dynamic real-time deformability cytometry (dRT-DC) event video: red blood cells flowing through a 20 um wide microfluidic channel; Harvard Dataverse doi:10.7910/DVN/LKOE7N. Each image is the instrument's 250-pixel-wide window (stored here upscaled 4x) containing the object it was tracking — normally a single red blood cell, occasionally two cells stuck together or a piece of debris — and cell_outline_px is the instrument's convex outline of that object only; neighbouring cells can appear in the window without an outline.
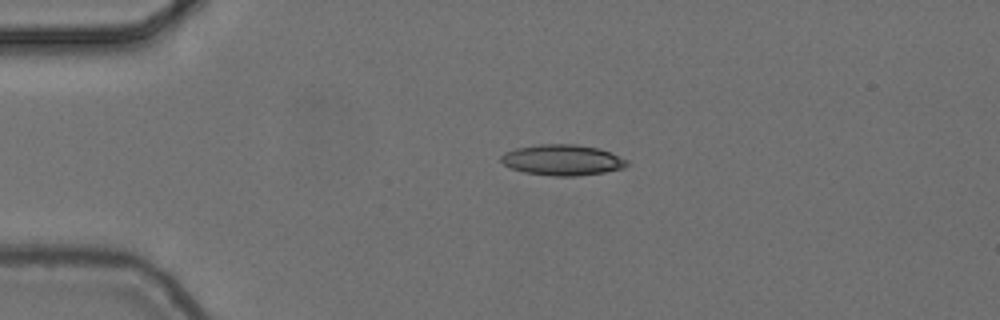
{"species": "common noctule bat (a hibernating species)", "species_latin": "Nyctalus noctula", "temperature_condition": "cold", "stored_images_in_passage": 6, "camera_frame_rate_fps": 3000, "um_per_image_px": 0.085, "animal": {"sex": "female", "body_mass_g": 24.6, "forearm_length_mm": 56.2}, "frame": {"image": 1, "passage_image": 2, "time_ms": 0.333, "image_size_px": [1000, 320], "cell_outline_px": [[628, 164], [624, 168], [604, 172], [576, 176], [552, 176], [524, 172], [512, 168], [504, 164], [500, 160], [500, 156], [504, 152], [516, 148], [540, 144], [576, 144], [600, 148], [612, 152], [628, 160]], "centroid_in_image_um": [47.82, 13.59], "position_along_channel_um": 37.2, "area_um2": 22.72}}
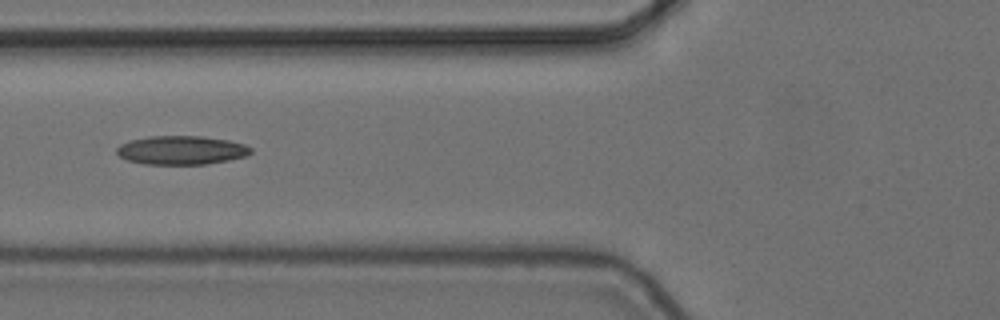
{"frame": {"image": 2, "passage_image": 4, "time_ms": 1.0, "image_size_px": [1000, 320], "cell_outline_px": [[252, 152], [244, 156], [228, 160], [208, 164], [144, 164], [128, 160], [120, 156], [116, 152], [116, 148], [120, 144], [128, 140], [148, 136], [200, 136], [228, 140], [244, 144], [252, 148]], "centroid_in_image_um": [15.39, 12.76], "position_along_channel_um": 110.4, "area_um2": 22.48}}
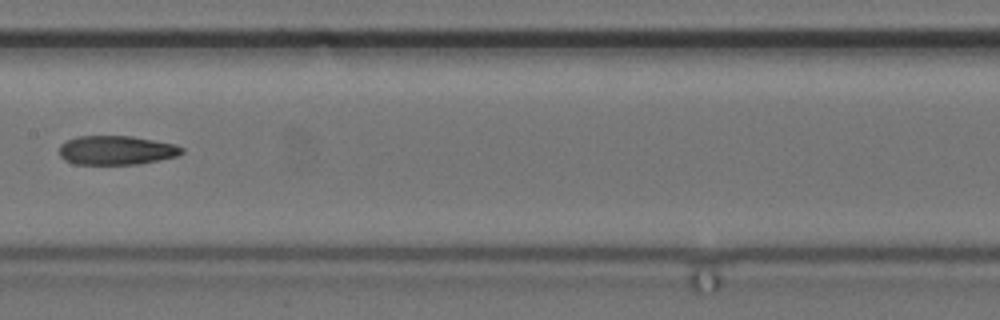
{"frame": {"image": 3, "passage_image": 6, "time_ms": 1.667, "image_size_px": [1000, 320], "cell_outline_px": [[184, 152], [180, 156], [140, 164], [76, 164], [64, 160], [60, 156], [60, 144], [76, 136], [132, 136], [176, 144], [184, 148]], "centroid_in_image_um": [9.94, 12.77], "position_along_channel_um": 197.5, "area_um2": 20.98}}